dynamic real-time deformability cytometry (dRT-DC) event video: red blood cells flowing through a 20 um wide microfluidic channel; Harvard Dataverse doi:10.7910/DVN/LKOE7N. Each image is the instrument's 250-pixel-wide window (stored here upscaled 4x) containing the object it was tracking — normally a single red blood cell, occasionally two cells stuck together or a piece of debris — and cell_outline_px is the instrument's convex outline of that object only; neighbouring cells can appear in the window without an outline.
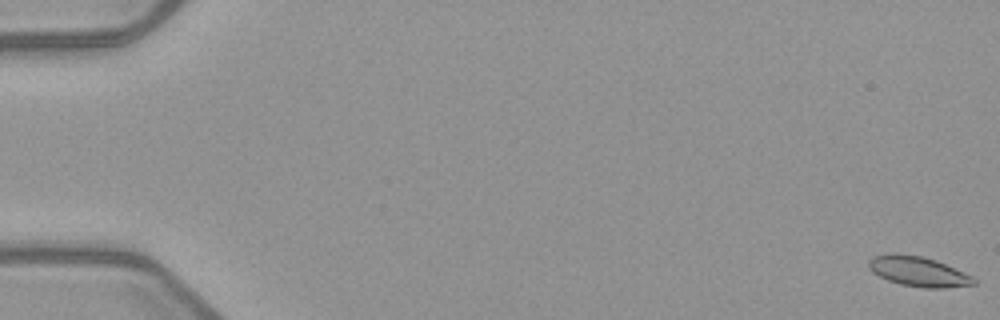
{"species": "common noctule bat (a hibernating species)", "species_latin": "Nyctalus noctula", "temperature_condition": "warm", "stored_images_in_passage": 54, "camera_frame_rate_fps": 3000, "um_per_image_px": 0.085, "animal": {"sex": "female", "body_mass_g": 21.9}, "frame": {"image": 1, "passage_image": 1, "time_ms": 0.0, "image_size_px": [1000, 320], "cell_outline_px": [[976, 284], [948, 288], [924, 288], [900, 284], [888, 280], [872, 272], [868, 268], [868, 260], [872, 256], [892, 252], [920, 256], [936, 260], [964, 272], [972, 276], [976, 280]], "centroid_in_image_um": [78.03, 23.07], "position_along_channel_um": 7.0, "area_um2": 18.5}}
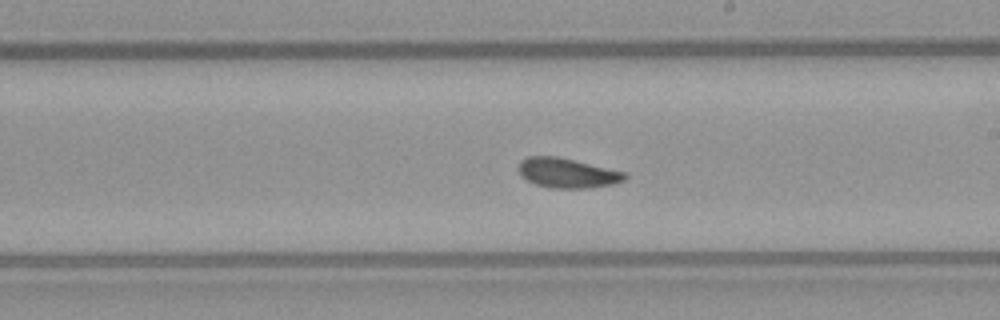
{"frame": {"image": 2, "passage_image": 32, "time_ms": 10.333, "image_size_px": [1000, 320], "cell_outline_px": [[628, 176], [624, 180], [616, 184], [588, 188], [548, 188], [536, 184], [520, 176], [516, 168], [520, 160], [528, 156], [556, 156], [628, 172]], "centroid_in_image_um": [48.22, 14.7], "position_along_channel_um": 240.8, "area_um2": 18.79}}
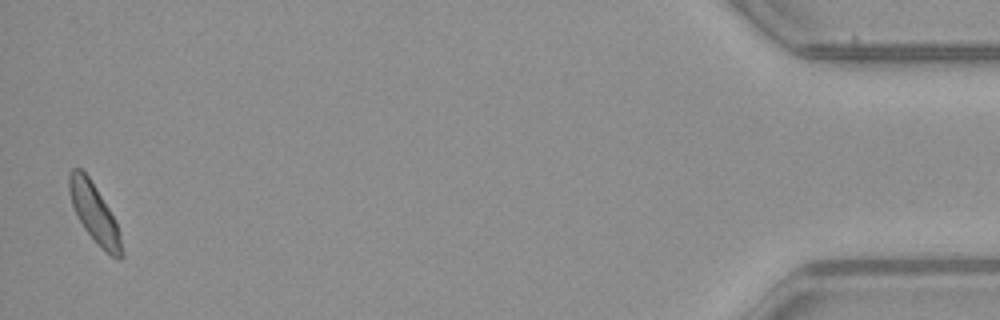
{"frame": {"image": 3, "passage_image": 53, "time_ms": 17.333, "image_size_px": [1000, 320], "cell_outline_px": [[124, 256], [120, 260], [112, 256], [84, 228], [72, 204], [68, 192], [68, 172], [72, 168], [80, 168], [88, 176], [108, 208], [120, 232]], "centroid_in_image_um": [8.01, 18.08], "position_along_channel_um": 427.2, "area_um2": 17.34}, "authors_computed_cell_mechanics": {"area_um2": 18.0625, "velocity_mm_per_s": 3.9493, "shape_relaxation_time_tau1_ms": null, "shape_relaxation_time_tau2_ms": 4.3087, "deformation_change_tau1": null, "deformation_change_tau2": 0.0949}}